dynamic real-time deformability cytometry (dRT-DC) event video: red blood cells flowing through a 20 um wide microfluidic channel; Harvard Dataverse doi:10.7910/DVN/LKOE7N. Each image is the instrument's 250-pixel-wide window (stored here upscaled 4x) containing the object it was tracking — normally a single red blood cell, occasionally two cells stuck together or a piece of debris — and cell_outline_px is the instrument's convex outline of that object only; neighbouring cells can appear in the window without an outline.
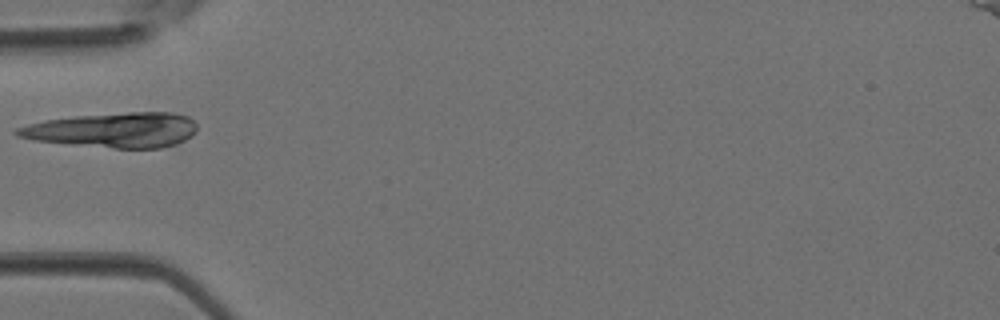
{"species": "Egyptian fruit bat (a non-hibernating species)", "species_latin": "Rousettus aegyptiacus", "temperature_condition": "room temperature", "stored_images_in_passage": 3, "camera_frame_rate_fps": 3000, "um_per_image_px": 0.085, "animal": {"sex": "female"}, "frame": {"image": 1, "passage_image": 3, "time_ms": 0.667, "image_size_px": [1000, 320], "cell_outline_px": [[196, 132], [192, 136], [176, 144], [160, 148], [112, 148], [32, 140], [16, 136], [12, 132], [16, 128], [28, 124], [44, 120], [76, 116], [128, 112], [172, 112], [188, 116], [196, 124]], "centroid_in_image_um": [9.64, 11.05], "position_along_channel_um": 75.4, "area_um2": 36.7}}